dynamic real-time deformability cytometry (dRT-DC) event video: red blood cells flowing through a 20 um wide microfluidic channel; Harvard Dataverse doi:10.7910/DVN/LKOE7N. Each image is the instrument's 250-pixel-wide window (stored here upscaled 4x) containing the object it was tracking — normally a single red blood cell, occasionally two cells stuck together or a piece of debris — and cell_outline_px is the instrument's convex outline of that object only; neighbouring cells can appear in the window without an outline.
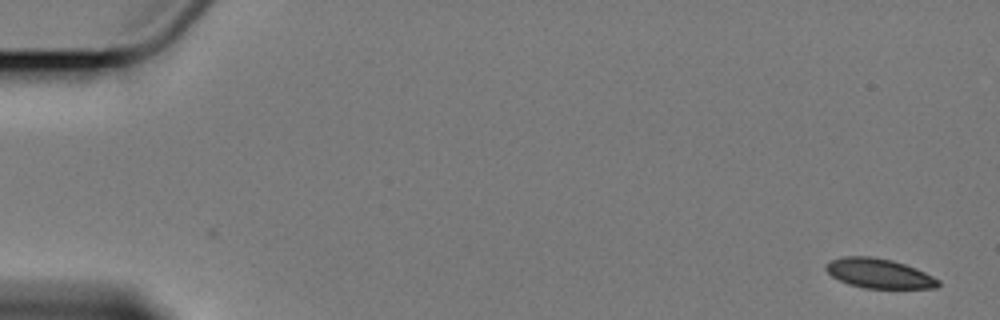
{"species": "Egyptian fruit bat (a non-hibernating species)", "species_latin": "Rousettus aegyptiacus", "temperature_condition": "cold", "stored_images_in_passage": 3, "camera_frame_rate_fps": 3000, "um_per_image_px": 0.085, "animal": {"sex": "female"}, "frame": {"image": 1, "passage_image": 3, "time_ms": 2.333, "image_size_px": [1000, 320], "cell_outline_px": [[940, 284], [936, 288], [864, 288], [848, 284], [832, 276], [824, 268], [832, 260], [844, 256], [872, 256], [892, 260], [916, 268], [940, 280]], "centroid_in_image_um": [74.73, 23.24], "position_along_channel_um": 10.3, "area_um2": 19.25}}